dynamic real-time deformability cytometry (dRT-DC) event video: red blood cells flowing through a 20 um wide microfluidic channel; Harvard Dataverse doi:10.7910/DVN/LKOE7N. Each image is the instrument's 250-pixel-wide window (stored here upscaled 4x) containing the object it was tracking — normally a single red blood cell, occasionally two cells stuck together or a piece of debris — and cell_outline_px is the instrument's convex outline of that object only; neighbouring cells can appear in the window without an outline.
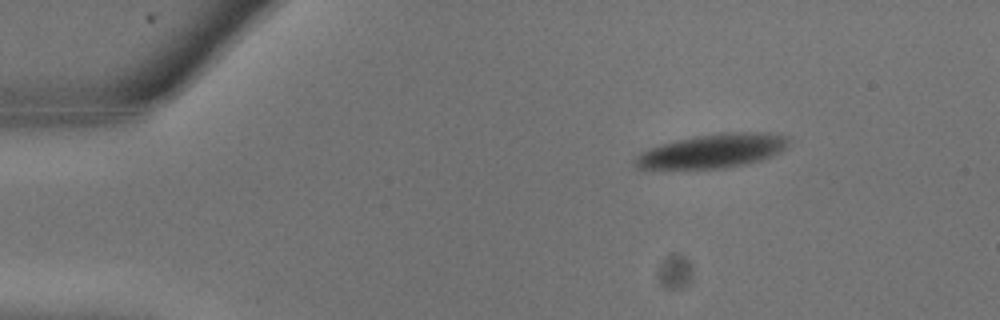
{"species": "common noctule bat (a hibernating species)", "species_latin": "Nyctalus noctula", "temperature_condition": "warm", "stored_images_in_passage": 5, "camera_frame_rate_fps": 3000, "um_per_image_px": 0.085, "animal": {"sex": "male", "body_mass_g": 13.3}, "frame": {"image": 1, "passage_image": 1, "time_ms": 0.0, "image_size_px": [1000, 320], "cell_outline_px": [[788, 144], [780, 152], [764, 160], [748, 164], [724, 168], [636, 168], [632, 164], [632, 160], [640, 152], [660, 144], [676, 140], [696, 136], [720, 132], [768, 132], [788, 136]], "centroid_in_image_um": [60.58, 12.82], "position_along_channel_um": 24.4, "area_um2": 30.58}}
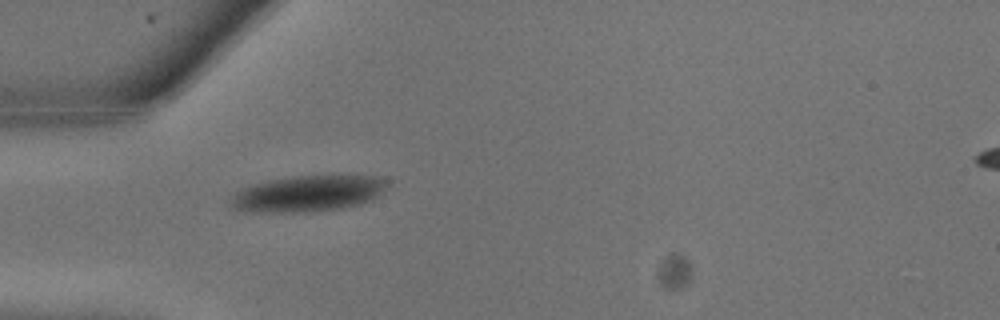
{"frame": {"image": 2, "passage_image": 5, "time_ms": 1.333, "image_size_px": [1000, 320], "cell_outline_px": [[392, 184], [380, 196], [372, 200], [360, 204], [344, 208], [304, 212], [244, 212], [228, 208], [232, 196], [236, 192], [244, 188], [268, 180], [296, 176], [376, 176], [388, 180]], "centroid_in_image_um": [26.22, 16.47], "position_along_channel_um": 58.8, "area_um2": 33.35}}